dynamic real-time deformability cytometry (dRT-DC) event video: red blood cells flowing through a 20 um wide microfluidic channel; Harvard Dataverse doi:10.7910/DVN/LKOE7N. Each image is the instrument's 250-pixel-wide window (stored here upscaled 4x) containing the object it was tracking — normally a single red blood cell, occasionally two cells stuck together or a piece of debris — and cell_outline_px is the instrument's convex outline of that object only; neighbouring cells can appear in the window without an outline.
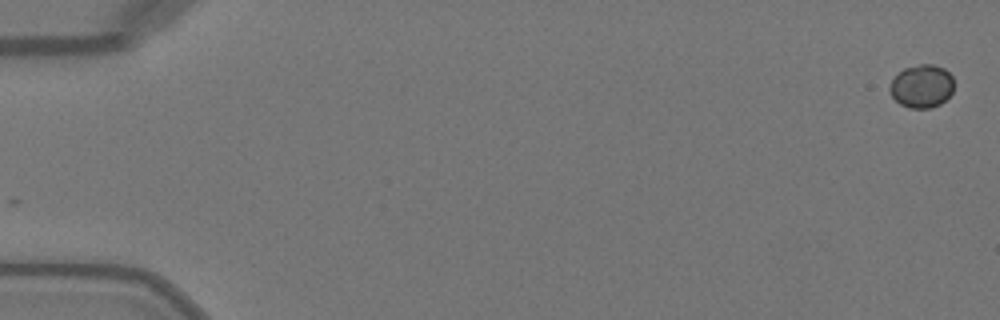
{"species": "Egyptian fruit bat (a non-hibernating species)", "species_latin": "Rousettus aegyptiacus", "temperature_condition": "warm", "stored_images_in_passage": 51, "camera_frame_rate_fps": 3000, "um_per_image_px": 0.085, "animal": {"sex": "female"}, "frame": {"image": 1, "passage_image": 1, "time_ms": 0.0, "image_size_px": [1000, 320], "cell_outline_px": [[952, 92], [940, 104], [932, 108], [908, 108], [900, 104], [892, 96], [888, 88], [892, 80], [904, 68], [920, 64], [932, 64], [944, 68], [952, 76]], "centroid_in_image_um": [78.33, 7.33], "position_along_channel_um": 6.7, "area_um2": 16.01}}
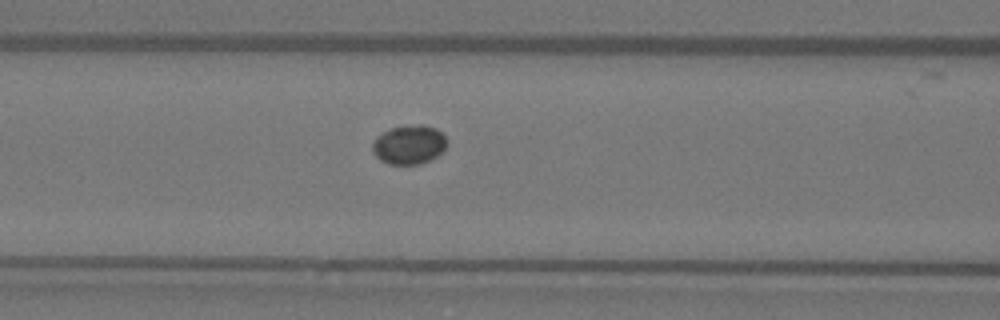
{"frame": {"image": 2, "passage_image": 22, "time_ms": 7.0, "image_size_px": [1000, 320], "cell_outline_px": [[448, 144], [436, 156], [420, 164], [388, 164], [380, 160], [372, 152], [372, 140], [376, 136], [392, 128], [416, 124], [424, 124], [436, 128], [448, 140]], "centroid_in_image_um": [34.75, 12.29], "position_along_channel_um": 131.8, "area_um2": 16.99}}
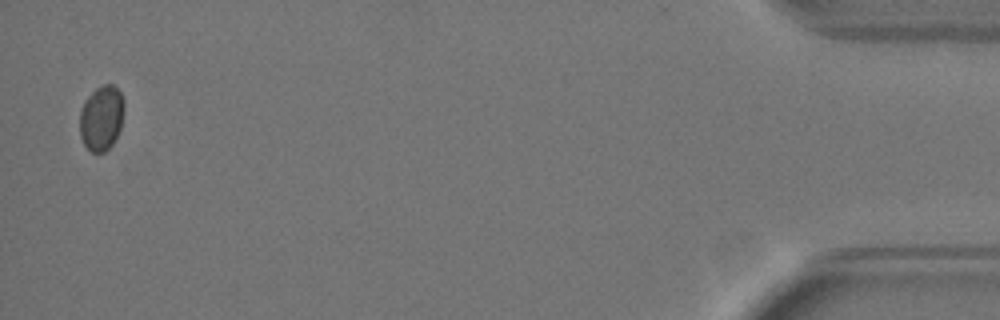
{"frame": {"image": 3, "passage_image": 50, "time_ms": 16.333, "image_size_px": [1000, 320], "cell_outline_px": [[124, 112], [120, 128], [112, 144], [104, 152], [92, 152], [84, 144], [80, 136], [80, 108], [84, 100], [96, 88], [104, 84], [112, 84], [120, 92], [124, 100]], "centroid_in_image_um": [8.62, 10.01], "position_along_channel_um": 426.6, "area_um2": 16.82}}